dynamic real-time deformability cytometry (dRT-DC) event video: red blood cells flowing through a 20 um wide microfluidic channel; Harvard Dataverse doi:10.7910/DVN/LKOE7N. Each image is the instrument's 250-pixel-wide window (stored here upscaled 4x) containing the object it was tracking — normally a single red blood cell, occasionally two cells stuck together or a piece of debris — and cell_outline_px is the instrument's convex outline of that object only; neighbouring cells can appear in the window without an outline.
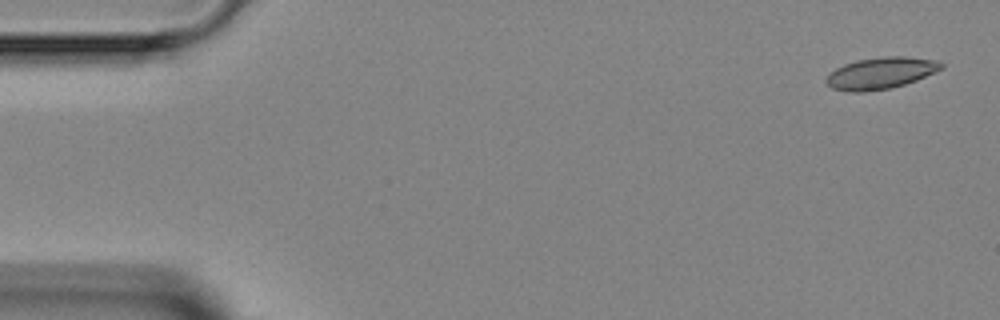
{"species": "Egyptian fruit bat (a non-hibernating species)", "species_latin": "Rousettus aegyptiacus", "temperature_condition": "room temperature", "stored_images_in_passage": 4, "segment_of_instrument_passage": [2, 2], "camera_frame_rate_fps": 3000, "um_per_image_px": 0.085, "animal": {"sex": "female"}, "frame": {"image": 1, "passage_image": 4, "time_ms": 4.333, "image_size_px": [1000, 320], "cell_outline_px": [[944, 68], [916, 80], [904, 84], [888, 88], [864, 92], [852, 92], [832, 88], [824, 80], [828, 72], [844, 64], [856, 60], [884, 56], [904, 56], [940, 60], [944, 64]], "centroid_in_image_um": [74.86, 6.2], "position_along_channel_um": 10.1, "area_um2": 21.33}}